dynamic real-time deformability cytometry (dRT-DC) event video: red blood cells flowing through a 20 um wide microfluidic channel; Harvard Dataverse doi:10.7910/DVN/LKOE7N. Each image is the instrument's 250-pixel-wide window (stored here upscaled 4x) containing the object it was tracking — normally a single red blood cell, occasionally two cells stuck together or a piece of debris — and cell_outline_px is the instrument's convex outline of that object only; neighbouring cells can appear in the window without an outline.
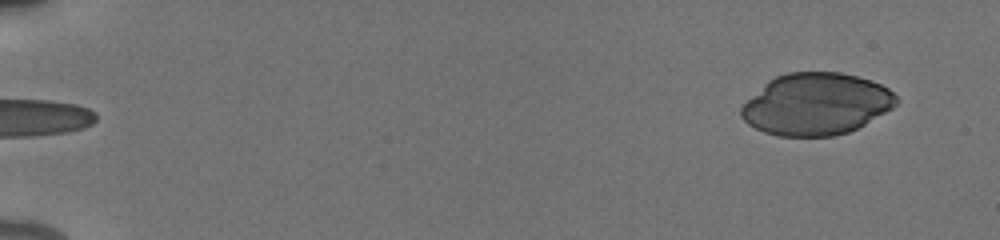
{"species": "human", "species_latin": "Homo sapiens", "temperature_condition": "cold", "stored_images_in_passage": 50, "camera_frame_rate_fps": 3000, "um_per_image_px": 0.085, "donor": {"sex": "male"}, "frame": {"image": 1, "passage_image": 1, "time_ms": 0.0, "image_size_px": [1000, 240], "cell_outline_px": [[900, 100], [892, 108], [864, 124], [848, 132], [832, 136], [776, 136], [764, 132], [748, 124], [740, 116], [740, 108], [768, 80], [776, 76], [788, 72], [840, 72], [856, 76], [880, 84], [888, 88]], "centroid_in_image_um": [69.36, 8.85], "position_along_channel_um": 15.6, "area_um2": 55.6}}